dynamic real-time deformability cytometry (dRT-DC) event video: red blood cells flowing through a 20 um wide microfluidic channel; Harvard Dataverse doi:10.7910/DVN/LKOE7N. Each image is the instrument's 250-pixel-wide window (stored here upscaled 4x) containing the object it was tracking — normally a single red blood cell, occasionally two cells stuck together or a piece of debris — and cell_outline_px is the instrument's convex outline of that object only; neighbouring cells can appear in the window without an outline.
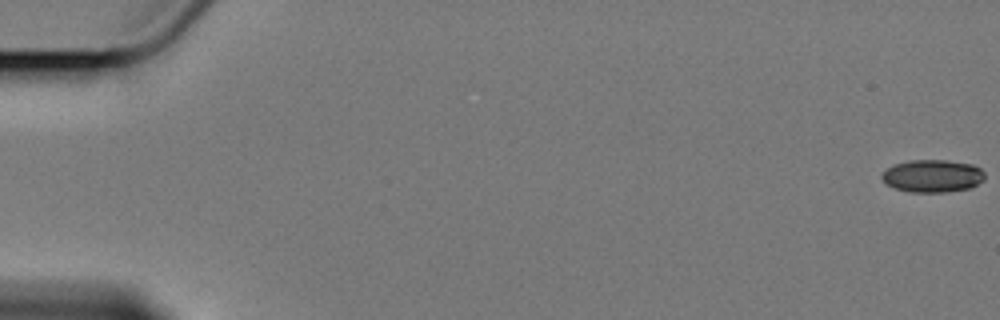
{"species": "Egyptian fruit bat (a non-hibernating species)", "species_latin": "Rousettus aegyptiacus", "temperature_condition": "cold", "stored_images_in_passage": 5, "camera_frame_rate_fps": 3000, "um_per_image_px": 0.085, "animal": {"sex": "female"}, "frame": {"image": 1, "passage_image": 1, "time_ms": 0.0, "image_size_px": [1000, 320], "cell_outline_px": [[984, 180], [968, 188], [944, 192], [912, 192], [896, 188], [888, 184], [880, 176], [892, 164], [908, 160], [944, 160], [972, 164], [980, 168], [984, 172]], "centroid_in_image_um": [79.26, 14.94], "position_along_channel_um": 5.7, "area_um2": 19.36}}
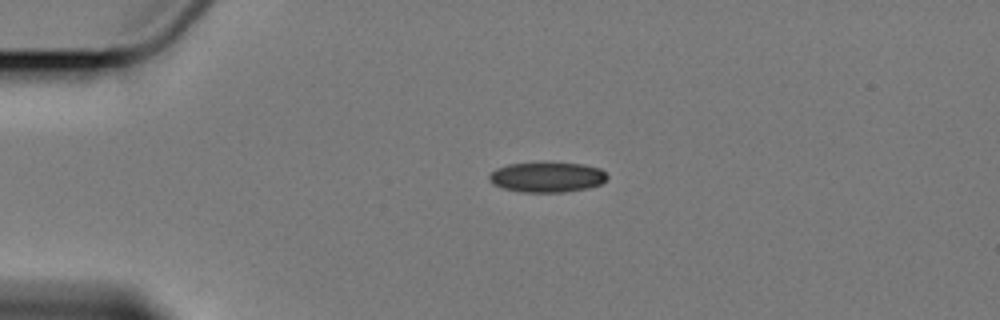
{"frame": {"image": 2, "passage_image": 4, "time_ms": 4.667, "image_size_px": [1000, 320], "cell_outline_px": [[608, 176], [600, 184], [588, 188], [564, 192], [520, 192], [504, 188], [492, 184], [488, 180], [488, 176], [496, 168], [508, 164], [540, 160], [544, 160], [584, 164], [600, 168]], "centroid_in_image_um": [46.47, 15.01], "position_along_channel_um": 38.5, "area_um2": 21.5}}